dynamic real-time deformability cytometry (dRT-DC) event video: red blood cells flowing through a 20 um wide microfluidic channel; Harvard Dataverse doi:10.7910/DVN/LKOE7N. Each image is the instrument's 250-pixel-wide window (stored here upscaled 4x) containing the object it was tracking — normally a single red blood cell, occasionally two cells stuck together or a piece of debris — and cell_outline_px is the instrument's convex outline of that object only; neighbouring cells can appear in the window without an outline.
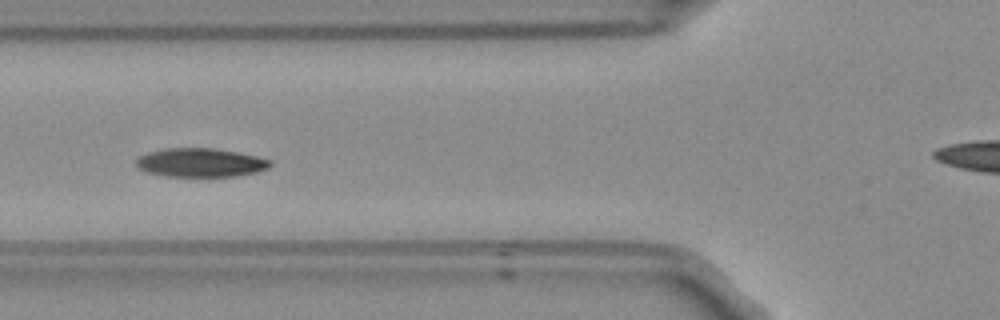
{"species": "Egyptian fruit bat (a non-hibernating species)", "species_latin": "Rousettus aegyptiacus", "temperature_condition": "room temperature", "stored_images_in_passage": 48, "camera_frame_rate_fps": 3000, "um_per_image_px": 0.085, "frame": {"image": 1, "passage_image": 13, "time_ms": 4.0, "image_size_px": [1000, 320], "cell_outline_px": [[272, 164], [268, 168], [256, 172], [236, 176], [168, 176], [148, 172], [136, 168], [136, 156], [148, 152], [164, 148], [216, 148], [240, 152], [272, 160]], "centroid_in_image_um": [17.03, 13.81], "position_along_channel_um": 108.8, "area_um2": 22.66}}
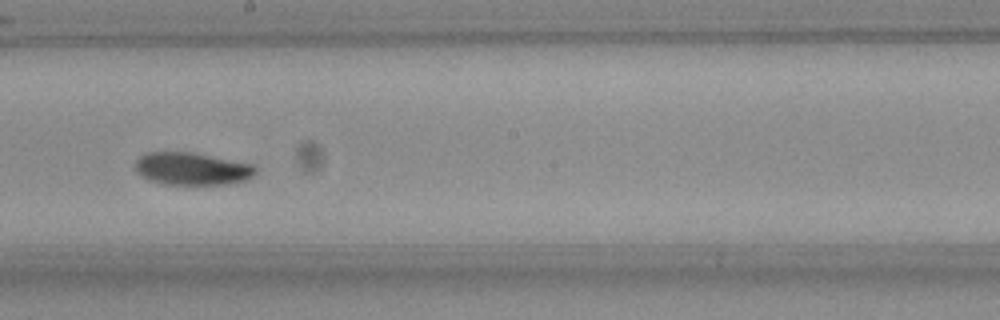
{"frame": {"image": 2, "passage_image": 23, "time_ms": 7.333, "image_size_px": [1000, 320], "cell_outline_px": [[256, 172], [252, 176], [244, 180], [232, 184], [164, 184], [148, 180], [140, 176], [136, 172], [136, 160], [144, 152], [192, 152], [256, 164]], "centroid_in_image_um": [16.32, 14.34], "position_along_channel_um": 231.9, "area_um2": 23.06}}
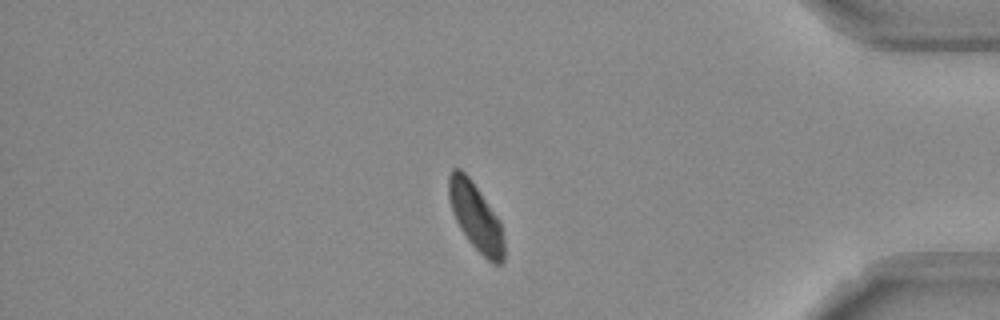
{"frame": {"image": 3, "passage_image": 39, "time_ms": 12.667, "image_size_px": [1000, 320], "cell_outline_px": [[504, 260], [500, 264], [496, 264], [488, 260], [468, 240], [460, 228], [452, 212], [448, 196], [448, 176], [452, 168], [460, 168], [468, 176], [500, 220], [504, 240]], "centroid_in_image_um": [40.43, 18.42], "position_along_channel_um": 394.8, "area_um2": 21.56}, "authors_computed_cell_mechanics": {"area_um2": 22.9466, "velocity_mm_per_s": 3.6904, "shape_relaxation_time_tau1_ms": 3.1108, "shape_relaxation_time_tau2_ms": 4.6088, "deformation_change_tau1": 0.1152, "deformation_change_tau2": 0.0651}}